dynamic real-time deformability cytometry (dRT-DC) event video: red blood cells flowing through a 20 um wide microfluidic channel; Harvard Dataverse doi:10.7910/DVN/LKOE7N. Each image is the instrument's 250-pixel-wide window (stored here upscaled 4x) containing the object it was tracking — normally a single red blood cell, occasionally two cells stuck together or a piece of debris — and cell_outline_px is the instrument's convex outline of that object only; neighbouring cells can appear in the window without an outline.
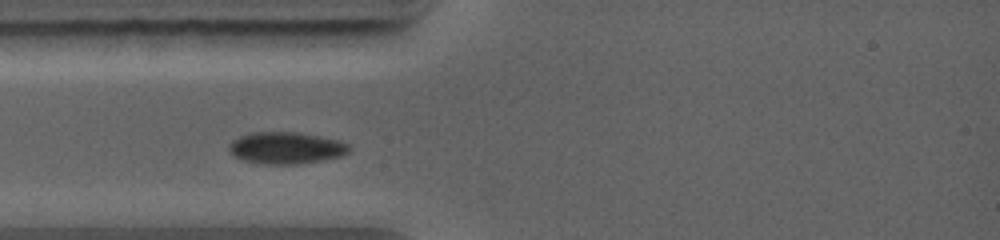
{"species": "common noctule bat (a hibernating species)", "species_latin": "Nyctalus noctula", "temperature_condition": "warm", "stored_images_in_passage": 18, "camera_frame_rate_fps": 5000, "um_per_image_px": 0.085, "animal": {"sex": "female", "body_mass_g": 19.0, "forearm_length_mm": 56.7}, "frame": {"image": 1, "passage_image": 1, "time_ms": 0.0, "image_size_px": [1000, 240], "cell_outline_px": [[352, 148], [348, 152], [340, 156], [320, 160], [296, 164], [264, 164], [244, 160], [232, 156], [228, 148], [228, 144], [232, 140], [248, 132], [300, 132], [340, 140], [348, 144]], "centroid_in_image_um": [24.29, 12.56], "position_along_channel_um": 60.7, "area_um2": 22.43}}
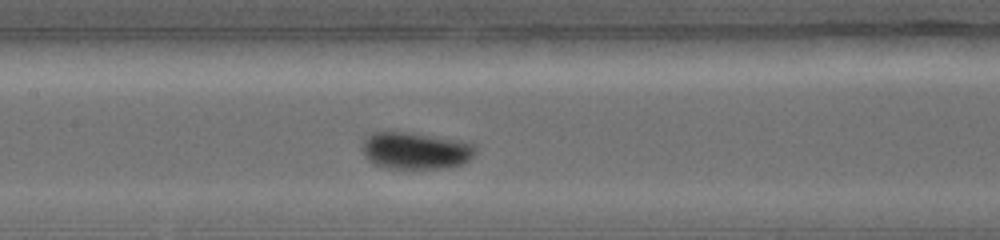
{"frame": {"image": 2, "passage_image": 8, "time_ms": 2.4, "image_size_px": [1000, 240], "cell_outline_px": [[476, 152], [468, 160], [460, 164], [444, 168], [388, 168], [372, 164], [364, 156], [360, 148], [364, 140], [372, 132], [412, 132], [460, 140], [472, 144], [476, 148]], "centroid_in_image_um": [35.28, 12.79], "position_along_channel_um": 172.1, "area_um2": 24.51}}
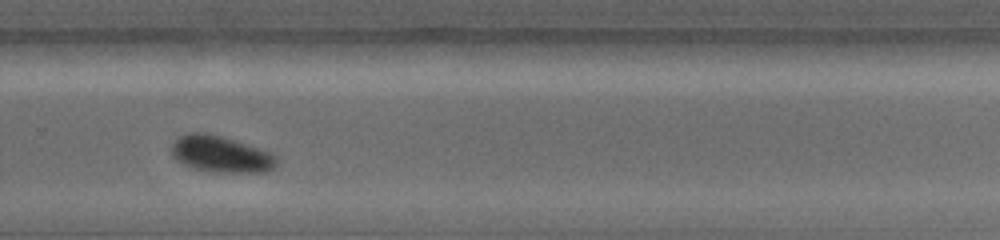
{"frame": {"image": 3, "passage_image": 17, "time_ms": 5.4, "image_size_px": [1000, 240], "cell_outline_px": [[276, 164], [268, 172], [212, 172], [188, 168], [176, 160], [172, 156], [172, 144], [180, 136], [188, 132], [208, 132], [260, 148], [276, 156]], "centroid_in_image_um": [18.72, 13.11], "position_along_channel_um": 311.1, "area_um2": 22.48}}